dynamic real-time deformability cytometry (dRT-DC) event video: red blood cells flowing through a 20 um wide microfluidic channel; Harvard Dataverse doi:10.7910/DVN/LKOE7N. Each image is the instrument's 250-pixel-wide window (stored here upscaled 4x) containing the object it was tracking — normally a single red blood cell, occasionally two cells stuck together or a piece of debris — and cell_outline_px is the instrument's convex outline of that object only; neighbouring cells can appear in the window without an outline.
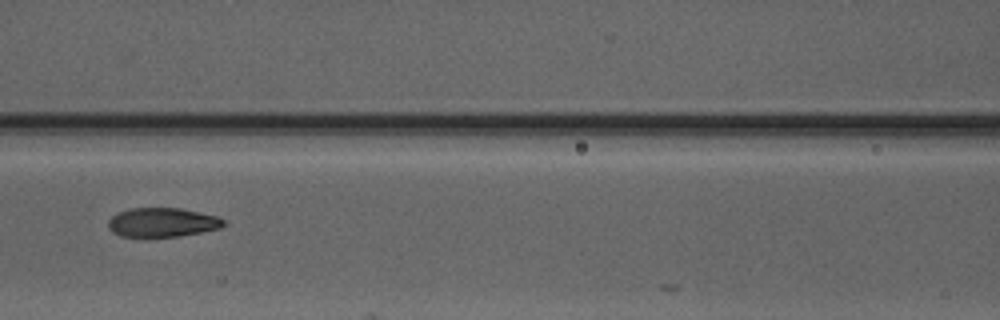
{"species": "Egyptian fruit bat (a non-hibernating species)", "species_latin": "Rousettus aegyptiacus", "temperature_condition": "warm", "stored_images_in_passage": 6, "camera_frame_rate_fps": 3000, "um_per_image_px": 0.085, "animal": {"sex": "male"}, "frame": {"image": 1, "passage_image": 6, "time_ms": 6.667, "image_size_px": [1000, 320], "cell_outline_px": [[228, 224], [220, 228], [180, 236], [120, 236], [112, 232], [108, 228], [108, 220], [116, 212], [128, 208], [180, 208], [216, 216], [224, 220]], "centroid_in_image_um": [13.77, 18.89], "position_along_channel_um": 152.8, "area_um2": 19.59}}